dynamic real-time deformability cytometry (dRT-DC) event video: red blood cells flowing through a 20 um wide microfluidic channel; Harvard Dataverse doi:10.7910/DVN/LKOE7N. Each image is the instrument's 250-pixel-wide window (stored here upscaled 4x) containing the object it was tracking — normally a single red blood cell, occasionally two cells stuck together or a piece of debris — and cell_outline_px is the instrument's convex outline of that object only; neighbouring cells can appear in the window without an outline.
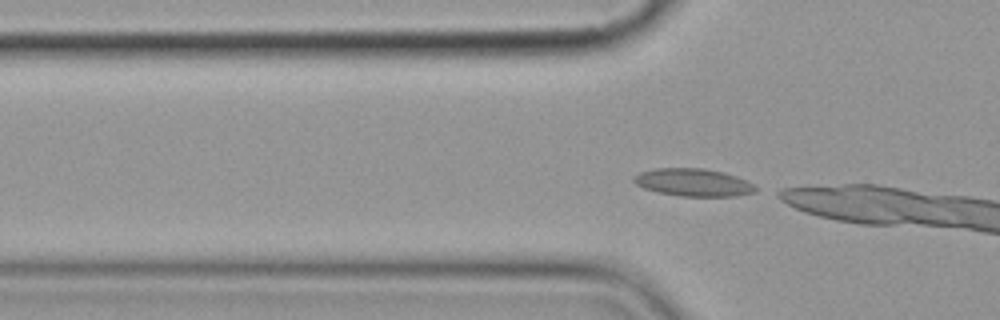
{"species": "common noctule bat (a hibernating species)", "species_latin": "Nyctalus noctula", "temperature_condition": "cold", "stored_images_in_passage": 8, "segment_of_instrument_passage": [2, 2], "camera_frame_rate_fps": 3000, "um_per_image_px": 0.085, "animal": {"sex": "female", "body_mass_g": 19.9}, "frame": {"image": 1, "passage_image": 8, "time_ms": 8.333, "image_size_px": [1000, 320], "cell_outline_px": [[756, 192], [736, 196], [680, 196], [656, 192], [644, 188], [636, 184], [632, 180], [632, 176], [640, 172], [656, 168], [704, 168], [724, 172], [736, 176], [752, 184], [756, 188]], "centroid_in_image_um": [58.89, 15.5], "position_along_channel_um": 66.9, "area_um2": 19.65}}